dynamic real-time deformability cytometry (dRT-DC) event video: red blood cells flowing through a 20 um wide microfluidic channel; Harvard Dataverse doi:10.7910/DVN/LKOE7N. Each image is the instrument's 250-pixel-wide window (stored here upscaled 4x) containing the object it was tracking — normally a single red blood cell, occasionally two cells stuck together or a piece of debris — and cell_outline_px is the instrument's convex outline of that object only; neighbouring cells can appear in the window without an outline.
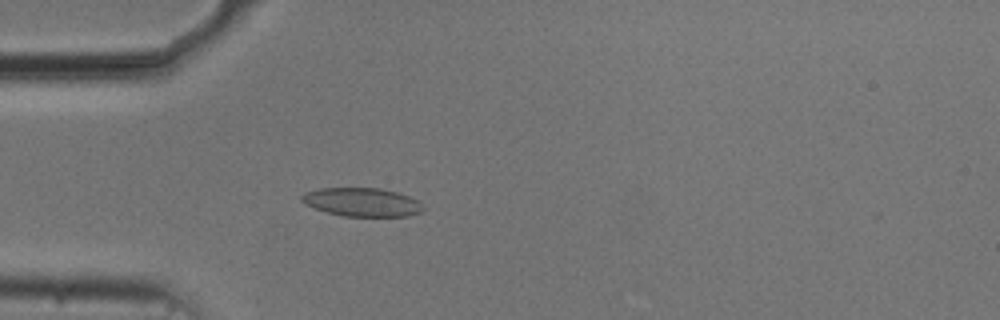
{"species": "common noctule bat (a hibernating species)", "species_latin": "Nyctalus noctula", "temperature_condition": "cold", "stored_images_in_passage": 54, "camera_frame_rate_fps": 3000, "um_per_image_px": 0.085, "animal": {"sex": "male", "body_mass_g": 20.5, "forearm_length_mm": 52.5}, "frame": {"image": 1, "passage_image": 16, "time_ms": 5.0, "image_size_px": [1000, 320], "cell_outline_px": [[424, 212], [408, 216], [344, 216], [328, 212], [304, 204], [300, 200], [300, 196], [304, 192], [320, 188], [380, 188], [396, 192], [408, 196], [416, 200], [424, 208]], "centroid_in_image_um": [30.75, 17.18], "position_along_channel_um": 54.2, "area_um2": 20.17}}
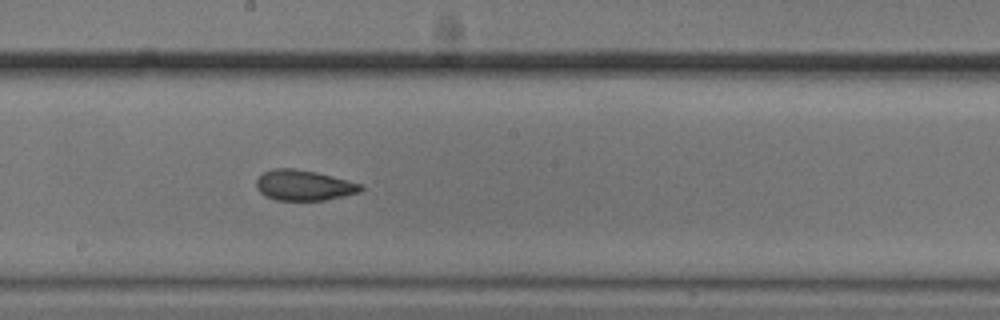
{"frame": {"image": 2, "passage_image": 30, "time_ms": 9.667, "image_size_px": [1000, 320], "cell_outline_px": [[364, 188], [360, 192], [344, 196], [324, 200], [276, 200], [264, 196], [256, 188], [256, 180], [264, 172], [272, 168], [292, 168], [316, 172], [332, 176], [360, 184]], "centroid_in_image_um": [25.79, 15.75], "position_along_channel_um": 222.4, "area_um2": 18.5}}
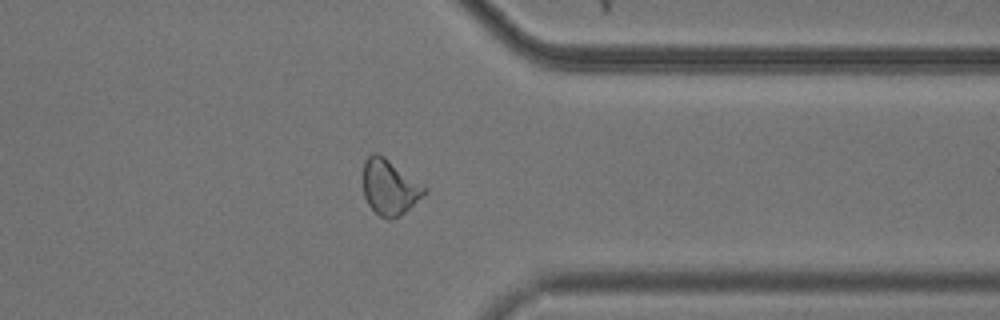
{"frame": {"image": 3, "passage_image": 43, "time_ms": 14.0, "image_size_px": [1000, 320], "cell_outline_px": [[428, 192], [424, 196], [400, 216], [388, 220], [380, 216], [368, 204], [364, 196], [364, 160], [372, 152], [376, 152], [384, 156], [424, 184], [428, 188]], "centroid_in_image_um": [33.15, 15.9], "position_along_channel_um": 378.2, "area_um2": 20.0}, "authors_computed_cell_mechanics": {"area_um2": 20.2589, "velocity_mm_per_s": 3.7337, "shape_relaxation_time_tau1_ms": null, "shape_relaxation_time_tau2_ms": 1.9415, "deformation_change_tau1": null, "deformation_change_tau2": 0.0692}}